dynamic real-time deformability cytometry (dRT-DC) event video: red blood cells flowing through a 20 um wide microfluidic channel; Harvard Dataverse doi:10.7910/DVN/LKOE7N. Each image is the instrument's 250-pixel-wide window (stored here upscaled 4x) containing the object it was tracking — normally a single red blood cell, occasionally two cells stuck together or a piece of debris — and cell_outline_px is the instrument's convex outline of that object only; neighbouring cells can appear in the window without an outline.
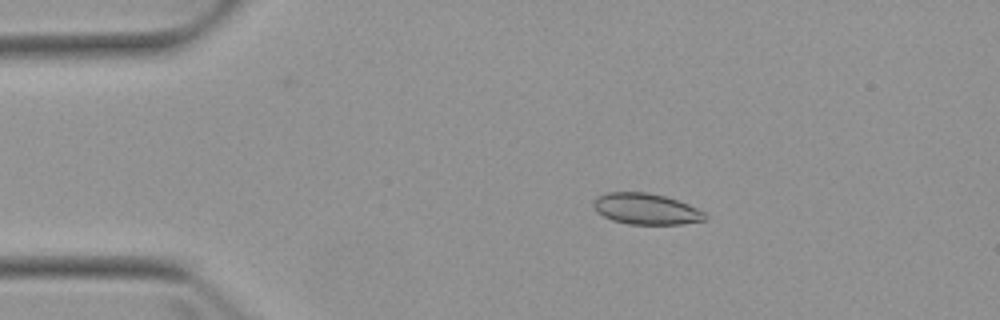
{"species": "Egyptian fruit bat (a non-hibernating species)", "species_latin": "Rousettus aegyptiacus", "temperature_condition": "warm", "stored_images_in_passage": 4, "camera_frame_rate_fps": 3000, "um_per_image_px": 0.085, "animal": {"sex": "female"}, "frame": {"image": 1, "passage_image": 2, "time_ms": 1.333, "image_size_px": [1000, 320], "cell_outline_px": [[708, 216], [704, 220], [680, 224], [628, 224], [612, 220], [596, 212], [592, 204], [592, 200], [596, 196], [608, 192], [648, 192], [664, 196], [688, 204], [704, 212]], "centroid_in_image_um": [54.86, 17.75], "position_along_channel_um": 30.1, "area_um2": 20.23}}
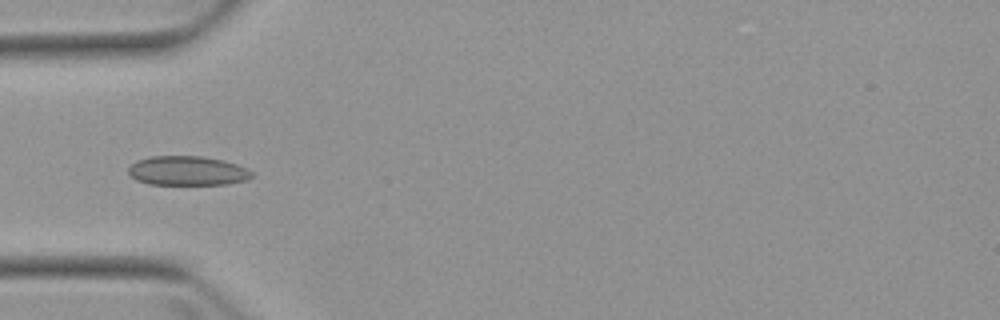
{"frame": {"image": 2, "passage_image": 4, "time_ms": 3.667, "image_size_px": [1000, 320], "cell_outline_px": [[252, 176], [248, 180], [228, 184], [148, 184], [136, 180], [128, 172], [128, 168], [136, 160], [152, 156], [204, 156], [224, 160], [248, 168], [252, 172]], "centroid_in_image_um": [15.95, 14.51], "position_along_channel_um": 69.0, "area_um2": 21.21}}